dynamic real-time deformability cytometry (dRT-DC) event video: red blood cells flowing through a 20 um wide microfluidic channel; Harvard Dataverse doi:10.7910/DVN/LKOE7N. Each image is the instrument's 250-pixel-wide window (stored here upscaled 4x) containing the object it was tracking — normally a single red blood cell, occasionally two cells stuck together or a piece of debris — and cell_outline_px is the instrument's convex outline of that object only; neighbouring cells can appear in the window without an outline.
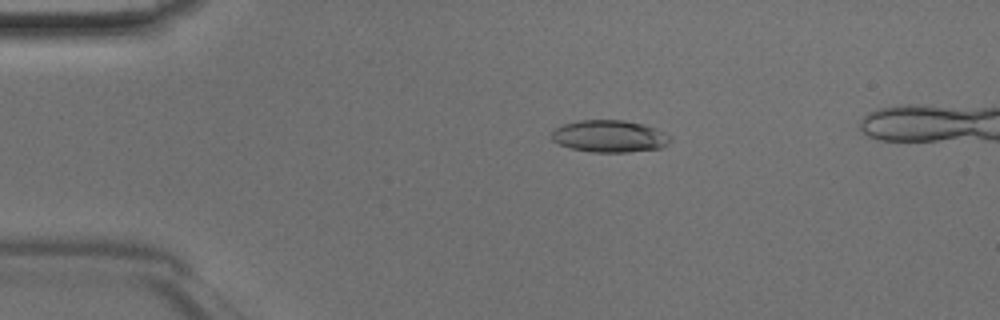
{"species": "Egyptian fruit bat (a non-hibernating species)", "species_latin": "Rousettus aegyptiacus", "temperature_condition": "room temperature", "stored_images_in_passage": 44, "camera_frame_rate_fps": 3000, "um_per_image_px": 0.085, "animal": {"sex": "male"}, "frame": {"image": 1, "passage_image": 10, "time_ms": 3.0, "image_size_px": [1000, 320], "cell_outline_px": [[672, 140], [668, 144], [660, 148], [628, 152], [592, 152], [572, 148], [560, 144], [552, 140], [552, 132], [556, 128], [564, 124], [580, 120], [624, 120], [644, 124], [656, 128], [672, 136]], "centroid_in_image_um": [51.86, 11.57], "position_along_channel_um": 33.1, "area_um2": 22.2}}
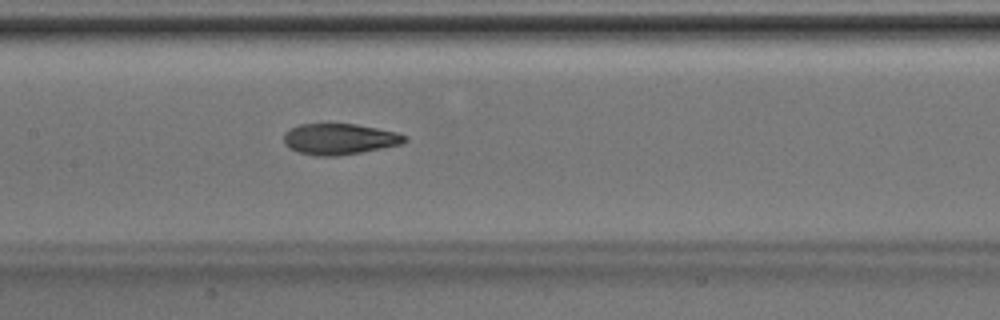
{"frame": {"image": 2, "passage_image": 23, "time_ms": 7.333, "image_size_px": [1000, 320], "cell_outline_px": [[408, 140], [400, 144], [360, 152], [336, 156], [316, 156], [296, 152], [288, 148], [284, 144], [284, 132], [300, 124], [356, 124], [396, 132], [408, 136]], "centroid_in_image_um": [28.82, 11.82], "position_along_channel_um": 178.6, "area_um2": 21.79}}
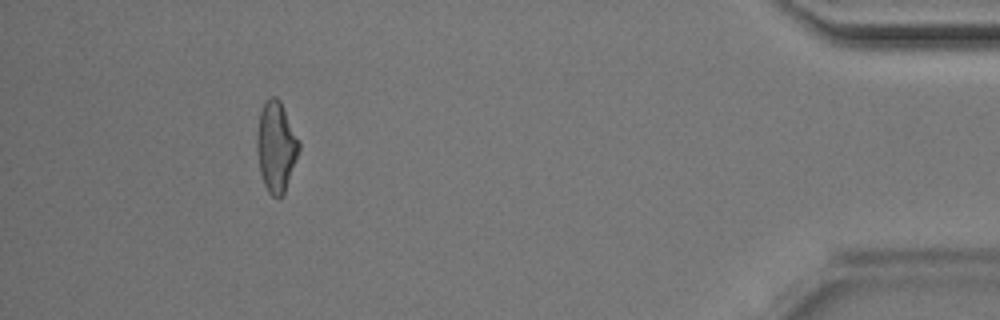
{"frame": {"image": 3, "passage_image": 43, "time_ms": 14.0, "image_size_px": [1000, 320], "cell_outline_px": [[300, 148], [284, 192], [280, 196], [272, 196], [268, 192], [264, 184], [260, 172], [256, 152], [256, 136], [260, 112], [264, 104], [272, 96], [276, 96], [280, 100], [300, 140]], "centroid_in_image_um": [23.46, 12.44], "position_along_channel_um": 411.7, "area_um2": 22.02}}